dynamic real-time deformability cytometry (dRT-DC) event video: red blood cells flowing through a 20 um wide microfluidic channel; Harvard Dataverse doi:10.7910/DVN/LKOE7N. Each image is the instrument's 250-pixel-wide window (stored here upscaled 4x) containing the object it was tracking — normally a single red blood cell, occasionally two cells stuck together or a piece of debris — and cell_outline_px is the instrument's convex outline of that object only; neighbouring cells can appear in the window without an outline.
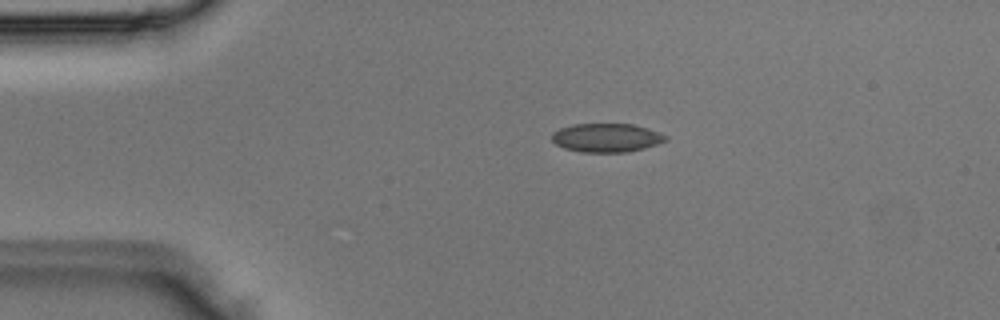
{"species": "Egyptian fruit bat (a non-hibernating species)", "species_latin": "Rousettus aegyptiacus", "temperature_condition": "room temperature", "stored_images_in_passage": 4, "camera_frame_rate_fps": 3000, "um_per_image_px": 0.085, "animal": {"sex": "male"}, "frame": {"image": 1, "passage_image": 2, "time_ms": 0.333, "image_size_px": [1000, 320], "cell_outline_px": [[668, 140], [644, 148], [624, 152], [580, 152], [564, 148], [556, 144], [552, 140], [552, 132], [560, 128], [572, 124], [632, 124], [668, 136]], "centroid_in_image_um": [51.51, 11.71], "position_along_channel_um": 33.5, "area_um2": 18.84}}